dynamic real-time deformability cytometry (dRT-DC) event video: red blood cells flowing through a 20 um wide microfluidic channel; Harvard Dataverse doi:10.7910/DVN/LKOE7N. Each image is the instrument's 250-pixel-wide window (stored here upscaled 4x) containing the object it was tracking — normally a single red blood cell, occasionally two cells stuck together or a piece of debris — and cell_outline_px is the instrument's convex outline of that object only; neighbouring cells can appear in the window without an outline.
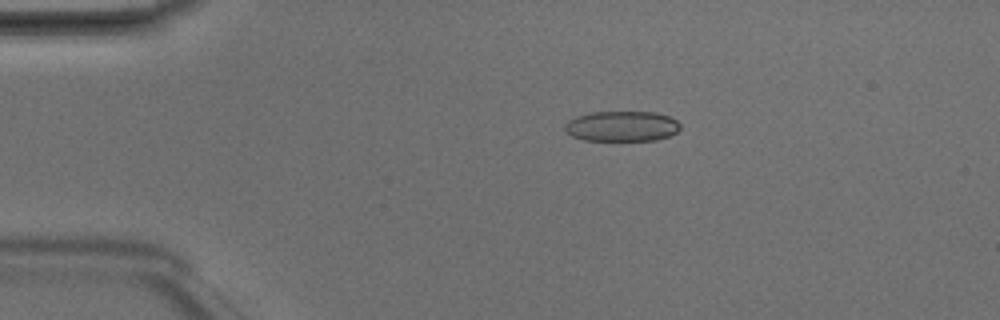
{"species": "Egyptian fruit bat (a non-hibernating species)", "species_latin": "Rousettus aegyptiacus", "temperature_condition": "room temperature", "stored_images_in_passage": 4, "camera_frame_rate_fps": 3000, "um_per_image_px": 0.085, "animal": {"sex": "male"}, "frame": {"image": 1, "passage_image": 3, "time_ms": 0.667, "image_size_px": [1000, 320], "cell_outline_px": [[680, 128], [676, 132], [668, 136], [656, 140], [584, 140], [572, 136], [564, 132], [564, 124], [568, 120], [576, 116], [592, 112], [656, 112], [668, 116], [676, 120], [680, 124]], "centroid_in_image_um": [52.82, 10.72], "position_along_channel_um": 32.2, "area_um2": 20.46}}